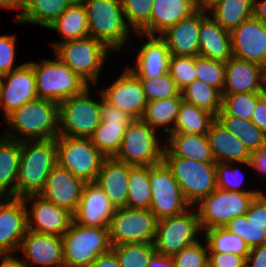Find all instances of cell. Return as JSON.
Instances as JSON below:
<instances>
[{
    "instance_id": "obj_27",
    "label": "cell",
    "mask_w": 266,
    "mask_h": 267,
    "mask_svg": "<svg viewBox=\"0 0 266 267\" xmlns=\"http://www.w3.org/2000/svg\"><path fill=\"white\" fill-rule=\"evenodd\" d=\"M215 162L238 163L249 166L251 152L244 143L230 133L216 118L207 132Z\"/></svg>"
},
{
    "instance_id": "obj_54",
    "label": "cell",
    "mask_w": 266,
    "mask_h": 267,
    "mask_svg": "<svg viewBox=\"0 0 266 267\" xmlns=\"http://www.w3.org/2000/svg\"><path fill=\"white\" fill-rule=\"evenodd\" d=\"M246 216L253 224L266 225V194L263 191L251 202Z\"/></svg>"
},
{
    "instance_id": "obj_19",
    "label": "cell",
    "mask_w": 266,
    "mask_h": 267,
    "mask_svg": "<svg viewBox=\"0 0 266 267\" xmlns=\"http://www.w3.org/2000/svg\"><path fill=\"white\" fill-rule=\"evenodd\" d=\"M19 251L23 261L30 267H61L63 259L62 237L53 234H41L27 229L21 240Z\"/></svg>"
},
{
    "instance_id": "obj_52",
    "label": "cell",
    "mask_w": 266,
    "mask_h": 267,
    "mask_svg": "<svg viewBox=\"0 0 266 267\" xmlns=\"http://www.w3.org/2000/svg\"><path fill=\"white\" fill-rule=\"evenodd\" d=\"M100 94V115L101 121L105 123L120 122V123H131L134 119L125 111L119 109L115 105L108 102L101 92Z\"/></svg>"
},
{
    "instance_id": "obj_25",
    "label": "cell",
    "mask_w": 266,
    "mask_h": 267,
    "mask_svg": "<svg viewBox=\"0 0 266 267\" xmlns=\"http://www.w3.org/2000/svg\"><path fill=\"white\" fill-rule=\"evenodd\" d=\"M133 167L114 157L102 161L95 182L109 197L115 209L127 207L129 173Z\"/></svg>"
},
{
    "instance_id": "obj_58",
    "label": "cell",
    "mask_w": 266,
    "mask_h": 267,
    "mask_svg": "<svg viewBox=\"0 0 266 267\" xmlns=\"http://www.w3.org/2000/svg\"><path fill=\"white\" fill-rule=\"evenodd\" d=\"M89 267H120L115 253L111 250L100 255Z\"/></svg>"
},
{
    "instance_id": "obj_31",
    "label": "cell",
    "mask_w": 266,
    "mask_h": 267,
    "mask_svg": "<svg viewBox=\"0 0 266 267\" xmlns=\"http://www.w3.org/2000/svg\"><path fill=\"white\" fill-rule=\"evenodd\" d=\"M21 142L0 134V196L16 198Z\"/></svg>"
},
{
    "instance_id": "obj_3",
    "label": "cell",
    "mask_w": 266,
    "mask_h": 267,
    "mask_svg": "<svg viewBox=\"0 0 266 267\" xmlns=\"http://www.w3.org/2000/svg\"><path fill=\"white\" fill-rule=\"evenodd\" d=\"M87 11L89 36L110 50L121 49L130 36L121 0H81Z\"/></svg>"
},
{
    "instance_id": "obj_10",
    "label": "cell",
    "mask_w": 266,
    "mask_h": 267,
    "mask_svg": "<svg viewBox=\"0 0 266 267\" xmlns=\"http://www.w3.org/2000/svg\"><path fill=\"white\" fill-rule=\"evenodd\" d=\"M156 130L142 119H134L125 130L116 160L131 166H154L163 161L165 145L161 144Z\"/></svg>"
},
{
    "instance_id": "obj_24",
    "label": "cell",
    "mask_w": 266,
    "mask_h": 267,
    "mask_svg": "<svg viewBox=\"0 0 266 267\" xmlns=\"http://www.w3.org/2000/svg\"><path fill=\"white\" fill-rule=\"evenodd\" d=\"M147 42L142 44L137 53L134 67L127 66L139 79H152L168 72L170 52L166 42L160 36L142 35Z\"/></svg>"
},
{
    "instance_id": "obj_38",
    "label": "cell",
    "mask_w": 266,
    "mask_h": 267,
    "mask_svg": "<svg viewBox=\"0 0 266 267\" xmlns=\"http://www.w3.org/2000/svg\"><path fill=\"white\" fill-rule=\"evenodd\" d=\"M182 99L217 117L222 110V93L199 79H195L182 91Z\"/></svg>"
},
{
    "instance_id": "obj_46",
    "label": "cell",
    "mask_w": 266,
    "mask_h": 267,
    "mask_svg": "<svg viewBox=\"0 0 266 267\" xmlns=\"http://www.w3.org/2000/svg\"><path fill=\"white\" fill-rule=\"evenodd\" d=\"M196 79L218 89L223 93L225 84V63L209 58L195 56Z\"/></svg>"
},
{
    "instance_id": "obj_9",
    "label": "cell",
    "mask_w": 266,
    "mask_h": 267,
    "mask_svg": "<svg viewBox=\"0 0 266 267\" xmlns=\"http://www.w3.org/2000/svg\"><path fill=\"white\" fill-rule=\"evenodd\" d=\"M261 192H235L216 188L195 206L201 229L224 227L232 219L245 215L251 202ZM198 204H200L198 208Z\"/></svg>"
},
{
    "instance_id": "obj_26",
    "label": "cell",
    "mask_w": 266,
    "mask_h": 267,
    "mask_svg": "<svg viewBox=\"0 0 266 267\" xmlns=\"http://www.w3.org/2000/svg\"><path fill=\"white\" fill-rule=\"evenodd\" d=\"M265 74L266 68L262 65L232 57L225 63V84L222 94L259 93Z\"/></svg>"
},
{
    "instance_id": "obj_29",
    "label": "cell",
    "mask_w": 266,
    "mask_h": 267,
    "mask_svg": "<svg viewBox=\"0 0 266 267\" xmlns=\"http://www.w3.org/2000/svg\"><path fill=\"white\" fill-rule=\"evenodd\" d=\"M198 11L196 0H154L150 16V36H160L169 27Z\"/></svg>"
},
{
    "instance_id": "obj_18",
    "label": "cell",
    "mask_w": 266,
    "mask_h": 267,
    "mask_svg": "<svg viewBox=\"0 0 266 267\" xmlns=\"http://www.w3.org/2000/svg\"><path fill=\"white\" fill-rule=\"evenodd\" d=\"M103 97L133 119H141L148 100L139 78L127 67L113 84L101 90Z\"/></svg>"
},
{
    "instance_id": "obj_4",
    "label": "cell",
    "mask_w": 266,
    "mask_h": 267,
    "mask_svg": "<svg viewBox=\"0 0 266 267\" xmlns=\"http://www.w3.org/2000/svg\"><path fill=\"white\" fill-rule=\"evenodd\" d=\"M62 241L64 263L70 267H89L112 250L109 227H85L72 222Z\"/></svg>"
},
{
    "instance_id": "obj_61",
    "label": "cell",
    "mask_w": 266,
    "mask_h": 267,
    "mask_svg": "<svg viewBox=\"0 0 266 267\" xmlns=\"http://www.w3.org/2000/svg\"><path fill=\"white\" fill-rule=\"evenodd\" d=\"M2 258V262L0 264V267H29L23 260L22 258L17 260L16 258L14 259V256H11L10 254L6 255H0Z\"/></svg>"
},
{
    "instance_id": "obj_43",
    "label": "cell",
    "mask_w": 266,
    "mask_h": 267,
    "mask_svg": "<svg viewBox=\"0 0 266 267\" xmlns=\"http://www.w3.org/2000/svg\"><path fill=\"white\" fill-rule=\"evenodd\" d=\"M154 0H121L128 25L133 31L150 35V16Z\"/></svg>"
},
{
    "instance_id": "obj_60",
    "label": "cell",
    "mask_w": 266,
    "mask_h": 267,
    "mask_svg": "<svg viewBox=\"0 0 266 267\" xmlns=\"http://www.w3.org/2000/svg\"><path fill=\"white\" fill-rule=\"evenodd\" d=\"M253 16L266 25V0H253Z\"/></svg>"
},
{
    "instance_id": "obj_64",
    "label": "cell",
    "mask_w": 266,
    "mask_h": 267,
    "mask_svg": "<svg viewBox=\"0 0 266 267\" xmlns=\"http://www.w3.org/2000/svg\"><path fill=\"white\" fill-rule=\"evenodd\" d=\"M259 95L262 100L266 101V74L264 75L261 81V85L259 88Z\"/></svg>"
},
{
    "instance_id": "obj_45",
    "label": "cell",
    "mask_w": 266,
    "mask_h": 267,
    "mask_svg": "<svg viewBox=\"0 0 266 267\" xmlns=\"http://www.w3.org/2000/svg\"><path fill=\"white\" fill-rule=\"evenodd\" d=\"M224 227L241 237L250 249L266 244V225L253 224L246 214L232 219Z\"/></svg>"
},
{
    "instance_id": "obj_21",
    "label": "cell",
    "mask_w": 266,
    "mask_h": 267,
    "mask_svg": "<svg viewBox=\"0 0 266 267\" xmlns=\"http://www.w3.org/2000/svg\"><path fill=\"white\" fill-rule=\"evenodd\" d=\"M85 182L58 164L51 170L39 195L60 208L75 213Z\"/></svg>"
},
{
    "instance_id": "obj_39",
    "label": "cell",
    "mask_w": 266,
    "mask_h": 267,
    "mask_svg": "<svg viewBox=\"0 0 266 267\" xmlns=\"http://www.w3.org/2000/svg\"><path fill=\"white\" fill-rule=\"evenodd\" d=\"M129 124L101 121L89 139L106 158L115 157L121 148L125 130Z\"/></svg>"
},
{
    "instance_id": "obj_57",
    "label": "cell",
    "mask_w": 266,
    "mask_h": 267,
    "mask_svg": "<svg viewBox=\"0 0 266 267\" xmlns=\"http://www.w3.org/2000/svg\"><path fill=\"white\" fill-rule=\"evenodd\" d=\"M249 164V167L255 168L256 171L266 175V145L251 152Z\"/></svg>"
},
{
    "instance_id": "obj_11",
    "label": "cell",
    "mask_w": 266,
    "mask_h": 267,
    "mask_svg": "<svg viewBox=\"0 0 266 267\" xmlns=\"http://www.w3.org/2000/svg\"><path fill=\"white\" fill-rule=\"evenodd\" d=\"M57 164L85 183L95 182L106 158L89 138L58 136Z\"/></svg>"
},
{
    "instance_id": "obj_12",
    "label": "cell",
    "mask_w": 266,
    "mask_h": 267,
    "mask_svg": "<svg viewBox=\"0 0 266 267\" xmlns=\"http://www.w3.org/2000/svg\"><path fill=\"white\" fill-rule=\"evenodd\" d=\"M201 232L198 213L187 209L185 212L158 220L155 240L157 253L173 257L185 247L199 241ZM198 233V234H197Z\"/></svg>"
},
{
    "instance_id": "obj_36",
    "label": "cell",
    "mask_w": 266,
    "mask_h": 267,
    "mask_svg": "<svg viewBox=\"0 0 266 267\" xmlns=\"http://www.w3.org/2000/svg\"><path fill=\"white\" fill-rule=\"evenodd\" d=\"M218 121L234 136L240 139L250 152L259 150L266 145V134L251 121L227 115L221 110Z\"/></svg>"
},
{
    "instance_id": "obj_33",
    "label": "cell",
    "mask_w": 266,
    "mask_h": 267,
    "mask_svg": "<svg viewBox=\"0 0 266 267\" xmlns=\"http://www.w3.org/2000/svg\"><path fill=\"white\" fill-rule=\"evenodd\" d=\"M77 0H30L15 23H35L47 28Z\"/></svg>"
},
{
    "instance_id": "obj_17",
    "label": "cell",
    "mask_w": 266,
    "mask_h": 267,
    "mask_svg": "<svg viewBox=\"0 0 266 267\" xmlns=\"http://www.w3.org/2000/svg\"><path fill=\"white\" fill-rule=\"evenodd\" d=\"M233 57L266 68V25L254 16L230 32Z\"/></svg>"
},
{
    "instance_id": "obj_51",
    "label": "cell",
    "mask_w": 266,
    "mask_h": 267,
    "mask_svg": "<svg viewBox=\"0 0 266 267\" xmlns=\"http://www.w3.org/2000/svg\"><path fill=\"white\" fill-rule=\"evenodd\" d=\"M16 36L0 35V73L7 74L21 67L23 64L14 65L16 61Z\"/></svg>"
},
{
    "instance_id": "obj_35",
    "label": "cell",
    "mask_w": 266,
    "mask_h": 267,
    "mask_svg": "<svg viewBox=\"0 0 266 267\" xmlns=\"http://www.w3.org/2000/svg\"><path fill=\"white\" fill-rule=\"evenodd\" d=\"M215 119L216 117L208 111L182 100L177 114L174 131L171 133L207 135L211 123Z\"/></svg>"
},
{
    "instance_id": "obj_7",
    "label": "cell",
    "mask_w": 266,
    "mask_h": 267,
    "mask_svg": "<svg viewBox=\"0 0 266 267\" xmlns=\"http://www.w3.org/2000/svg\"><path fill=\"white\" fill-rule=\"evenodd\" d=\"M90 89L59 103V136L90 138L99 126L100 102L91 98Z\"/></svg>"
},
{
    "instance_id": "obj_37",
    "label": "cell",
    "mask_w": 266,
    "mask_h": 267,
    "mask_svg": "<svg viewBox=\"0 0 266 267\" xmlns=\"http://www.w3.org/2000/svg\"><path fill=\"white\" fill-rule=\"evenodd\" d=\"M210 13L225 30L231 32L253 16V0H222Z\"/></svg>"
},
{
    "instance_id": "obj_16",
    "label": "cell",
    "mask_w": 266,
    "mask_h": 267,
    "mask_svg": "<svg viewBox=\"0 0 266 267\" xmlns=\"http://www.w3.org/2000/svg\"><path fill=\"white\" fill-rule=\"evenodd\" d=\"M0 88V109L5 117L27 102L38 99L36 77L33 66L28 62L10 73L4 74Z\"/></svg>"
},
{
    "instance_id": "obj_22",
    "label": "cell",
    "mask_w": 266,
    "mask_h": 267,
    "mask_svg": "<svg viewBox=\"0 0 266 267\" xmlns=\"http://www.w3.org/2000/svg\"><path fill=\"white\" fill-rule=\"evenodd\" d=\"M115 210L96 182L85 183L73 222L85 227H109Z\"/></svg>"
},
{
    "instance_id": "obj_20",
    "label": "cell",
    "mask_w": 266,
    "mask_h": 267,
    "mask_svg": "<svg viewBox=\"0 0 266 267\" xmlns=\"http://www.w3.org/2000/svg\"><path fill=\"white\" fill-rule=\"evenodd\" d=\"M26 212L23 198L0 200V255L18 251L27 231Z\"/></svg>"
},
{
    "instance_id": "obj_42",
    "label": "cell",
    "mask_w": 266,
    "mask_h": 267,
    "mask_svg": "<svg viewBox=\"0 0 266 267\" xmlns=\"http://www.w3.org/2000/svg\"><path fill=\"white\" fill-rule=\"evenodd\" d=\"M120 267H148L156 252L153 243H126L112 246Z\"/></svg>"
},
{
    "instance_id": "obj_5",
    "label": "cell",
    "mask_w": 266,
    "mask_h": 267,
    "mask_svg": "<svg viewBox=\"0 0 266 267\" xmlns=\"http://www.w3.org/2000/svg\"><path fill=\"white\" fill-rule=\"evenodd\" d=\"M54 50L56 57L88 85H98L101 69L111 51L103 42L90 36L60 42Z\"/></svg>"
},
{
    "instance_id": "obj_56",
    "label": "cell",
    "mask_w": 266,
    "mask_h": 267,
    "mask_svg": "<svg viewBox=\"0 0 266 267\" xmlns=\"http://www.w3.org/2000/svg\"><path fill=\"white\" fill-rule=\"evenodd\" d=\"M251 122L266 134V101L261 98L253 111Z\"/></svg>"
},
{
    "instance_id": "obj_47",
    "label": "cell",
    "mask_w": 266,
    "mask_h": 267,
    "mask_svg": "<svg viewBox=\"0 0 266 267\" xmlns=\"http://www.w3.org/2000/svg\"><path fill=\"white\" fill-rule=\"evenodd\" d=\"M139 80L148 101L176 97L181 93L168 72L152 79Z\"/></svg>"
},
{
    "instance_id": "obj_1",
    "label": "cell",
    "mask_w": 266,
    "mask_h": 267,
    "mask_svg": "<svg viewBox=\"0 0 266 267\" xmlns=\"http://www.w3.org/2000/svg\"><path fill=\"white\" fill-rule=\"evenodd\" d=\"M4 122L8 132L2 135L22 141L49 140L59 136V103L38 98L9 114Z\"/></svg>"
},
{
    "instance_id": "obj_49",
    "label": "cell",
    "mask_w": 266,
    "mask_h": 267,
    "mask_svg": "<svg viewBox=\"0 0 266 267\" xmlns=\"http://www.w3.org/2000/svg\"><path fill=\"white\" fill-rule=\"evenodd\" d=\"M233 163L216 162V177H217V188L226 191L235 192H262V190H245L243 186L244 175L241 173V169L232 168Z\"/></svg>"
},
{
    "instance_id": "obj_53",
    "label": "cell",
    "mask_w": 266,
    "mask_h": 267,
    "mask_svg": "<svg viewBox=\"0 0 266 267\" xmlns=\"http://www.w3.org/2000/svg\"><path fill=\"white\" fill-rule=\"evenodd\" d=\"M246 258L234 253L209 252L208 267H245Z\"/></svg>"
},
{
    "instance_id": "obj_50",
    "label": "cell",
    "mask_w": 266,
    "mask_h": 267,
    "mask_svg": "<svg viewBox=\"0 0 266 267\" xmlns=\"http://www.w3.org/2000/svg\"><path fill=\"white\" fill-rule=\"evenodd\" d=\"M196 242L173 256L175 267H208V245Z\"/></svg>"
},
{
    "instance_id": "obj_2",
    "label": "cell",
    "mask_w": 266,
    "mask_h": 267,
    "mask_svg": "<svg viewBox=\"0 0 266 267\" xmlns=\"http://www.w3.org/2000/svg\"><path fill=\"white\" fill-rule=\"evenodd\" d=\"M56 164V139L22 141L16 198L39 195Z\"/></svg>"
},
{
    "instance_id": "obj_41",
    "label": "cell",
    "mask_w": 266,
    "mask_h": 267,
    "mask_svg": "<svg viewBox=\"0 0 266 267\" xmlns=\"http://www.w3.org/2000/svg\"><path fill=\"white\" fill-rule=\"evenodd\" d=\"M151 199L149 166H134L129 173L127 207L149 209Z\"/></svg>"
},
{
    "instance_id": "obj_6",
    "label": "cell",
    "mask_w": 266,
    "mask_h": 267,
    "mask_svg": "<svg viewBox=\"0 0 266 267\" xmlns=\"http://www.w3.org/2000/svg\"><path fill=\"white\" fill-rule=\"evenodd\" d=\"M185 200L193 207L217 188L216 162H201L183 157H163Z\"/></svg>"
},
{
    "instance_id": "obj_30",
    "label": "cell",
    "mask_w": 266,
    "mask_h": 267,
    "mask_svg": "<svg viewBox=\"0 0 266 267\" xmlns=\"http://www.w3.org/2000/svg\"><path fill=\"white\" fill-rule=\"evenodd\" d=\"M163 157H183L201 162H215L207 135L170 133Z\"/></svg>"
},
{
    "instance_id": "obj_8",
    "label": "cell",
    "mask_w": 266,
    "mask_h": 267,
    "mask_svg": "<svg viewBox=\"0 0 266 267\" xmlns=\"http://www.w3.org/2000/svg\"><path fill=\"white\" fill-rule=\"evenodd\" d=\"M36 77V92L39 98L60 103L66 98L81 93L89 85L75 74L59 58L29 62Z\"/></svg>"
},
{
    "instance_id": "obj_13",
    "label": "cell",
    "mask_w": 266,
    "mask_h": 267,
    "mask_svg": "<svg viewBox=\"0 0 266 267\" xmlns=\"http://www.w3.org/2000/svg\"><path fill=\"white\" fill-rule=\"evenodd\" d=\"M158 219L150 209H116L109 226L111 246L126 243H153Z\"/></svg>"
},
{
    "instance_id": "obj_66",
    "label": "cell",
    "mask_w": 266,
    "mask_h": 267,
    "mask_svg": "<svg viewBox=\"0 0 266 267\" xmlns=\"http://www.w3.org/2000/svg\"><path fill=\"white\" fill-rule=\"evenodd\" d=\"M3 74L2 73H0V88H1V86H2V79H3Z\"/></svg>"
},
{
    "instance_id": "obj_65",
    "label": "cell",
    "mask_w": 266,
    "mask_h": 267,
    "mask_svg": "<svg viewBox=\"0 0 266 267\" xmlns=\"http://www.w3.org/2000/svg\"><path fill=\"white\" fill-rule=\"evenodd\" d=\"M0 8L12 9V0H0Z\"/></svg>"
},
{
    "instance_id": "obj_28",
    "label": "cell",
    "mask_w": 266,
    "mask_h": 267,
    "mask_svg": "<svg viewBox=\"0 0 266 267\" xmlns=\"http://www.w3.org/2000/svg\"><path fill=\"white\" fill-rule=\"evenodd\" d=\"M199 56L224 63L233 57L230 32L209 15L201 21Z\"/></svg>"
},
{
    "instance_id": "obj_62",
    "label": "cell",
    "mask_w": 266,
    "mask_h": 267,
    "mask_svg": "<svg viewBox=\"0 0 266 267\" xmlns=\"http://www.w3.org/2000/svg\"><path fill=\"white\" fill-rule=\"evenodd\" d=\"M222 0H196V6L199 11L210 12Z\"/></svg>"
},
{
    "instance_id": "obj_14",
    "label": "cell",
    "mask_w": 266,
    "mask_h": 267,
    "mask_svg": "<svg viewBox=\"0 0 266 267\" xmlns=\"http://www.w3.org/2000/svg\"><path fill=\"white\" fill-rule=\"evenodd\" d=\"M149 180L152 192L149 209L158 220L179 215L191 208L173 177L172 171L163 161L149 166Z\"/></svg>"
},
{
    "instance_id": "obj_48",
    "label": "cell",
    "mask_w": 266,
    "mask_h": 267,
    "mask_svg": "<svg viewBox=\"0 0 266 267\" xmlns=\"http://www.w3.org/2000/svg\"><path fill=\"white\" fill-rule=\"evenodd\" d=\"M168 73L182 91L196 79L195 56H170Z\"/></svg>"
},
{
    "instance_id": "obj_55",
    "label": "cell",
    "mask_w": 266,
    "mask_h": 267,
    "mask_svg": "<svg viewBox=\"0 0 266 267\" xmlns=\"http://www.w3.org/2000/svg\"><path fill=\"white\" fill-rule=\"evenodd\" d=\"M245 267H266V244L250 249Z\"/></svg>"
},
{
    "instance_id": "obj_34",
    "label": "cell",
    "mask_w": 266,
    "mask_h": 267,
    "mask_svg": "<svg viewBox=\"0 0 266 267\" xmlns=\"http://www.w3.org/2000/svg\"><path fill=\"white\" fill-rule=\"evenodd\" d=\"M182 100V94L180 93L176 97L148 101L141 119L155 130L164 127L162 131L170 134L174 131Z\"/></svg>"
},
{
    "instance_id": "obj_59",
    "label": "cell",
    "mask_w": 266,
    "mask_h": 267,
    "mask_svg": "<svg viewBox=\"0 0 266 267\" xmlns=\"http://www.w3.org/2000/svg\"><path fill=\"white\" fill-rule=\"evenodd\" d=\"M148 267H175V263L173 257L155 252L149 261Z\"/></svg>"
},
{
    "instance_id": "obj_44",
    "label": "cell",
    "mask_w": 266,
    "mask_h": 267,
    "mask_svg": "<svg viewBox=\"0 0 266 267\" xmlns=\"http://www.w3.org/2000/svg\"><path fill=\"white\" fill-rule=\"evenodd\" d=\"M259 93L222 94V110L229 116L251 121Z\"/></svg>"
},
{
    "instance_id": "obj_15",
    "label": "cell",
    "mask_w": 266,
    "mask_h": 267,
    "mask_svg": "<svg viewBox=\"0 0 266 267\" xmlns=\"http://www.w3.org/2000/svg\"><path fill=\"white\" fill-rule=\"evenodd\" d=\"M23 200L27 211V229L30 231L62 237L73 222L71 212L46 201L40 195H28Z\"/></svg>"
},
{
    "instance_id": "obj_32",
    "label": "cell",
    "mask_w": 266,
    "mask_h": 267,
    "mask_svg": "<svg viewBox=\"0 0 266 267\" xmlns=\"http://www.w3.org/2000/svg\"><path fill=\"white\" fill-rule=\"evenodd\" d=\"M47 28L56 30L62 36V41L53 42L55 48L60 42L82 39L89 36L87 11L81 0L69 6Z\"/></svg>"
},
{
    "instance_id": "obj_23",
    "label": "cell",
    "mask_w": 266,
    "mask_h": 267,
    "mask_svg": "<svg viewBox=\"0 0 266 267\" xmlns=\"http://www.w3.org/2000/svg\"><path fill=\"white\" fill-rule=\"evenodd\" d=\"M207 13L197 11L169 27L160 37L166 42L170 55L199 56V31Z\"/></svg>"
},
{
    "instance_id": "obj_40",
    "label": "cell",
    "mask_w": 266,
    "mask_h": 267,
    "mask_svg": "<svg viewBox=\"0 0 266 267\" xmlns=\"http://www.w3.org/2000/svg\"><path fill=\"white\" fill-rule=\"evenodd\" d=\"M204 239L208 245V252L234 253L247 258L250 247L245 241L226 229V227H214L204 231Z\"/></svg>"
},
{
    "instance_id": "obj_63",
    "label": "cell",
    "mask_w": 266,
    "mask_h": 267,
    "mask_svg": "<svg viewBox=\"0 0 266 267\" xmlns=\"http://www.w3.org/2000/svg\"><path fill=\"white\" fill-rule=\"evenodd\" d=\"M30 0H12V9L23 10Z\"/></svg>"
}]
</instances>
